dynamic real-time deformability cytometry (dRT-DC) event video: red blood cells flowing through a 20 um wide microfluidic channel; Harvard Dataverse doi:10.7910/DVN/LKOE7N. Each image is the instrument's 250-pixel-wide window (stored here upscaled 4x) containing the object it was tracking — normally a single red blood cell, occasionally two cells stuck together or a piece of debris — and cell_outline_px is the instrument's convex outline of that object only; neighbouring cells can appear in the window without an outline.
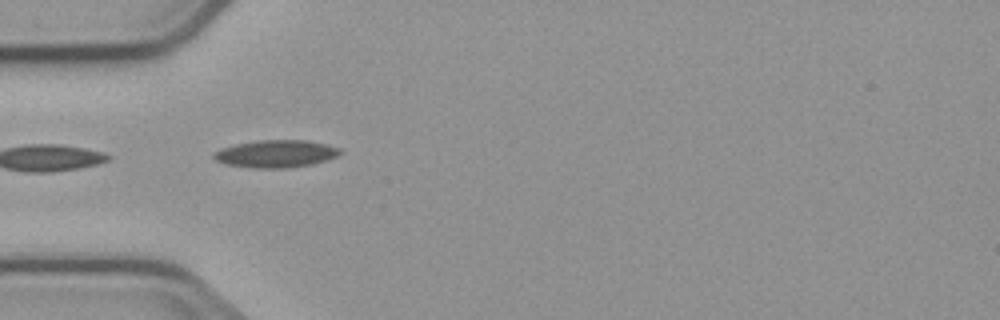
{"species": "common noctule bat (a hibernating species)", "species_latin": "Nyctalus noctula", "temperature_condition": "cold", "stored_images_in_passage": 5, "camera_frame_rate_fps": 3000, "um_per_image_px": 0.085, "animal": {"sex": "male", "body_mass_g": 23.1, "forearm_length_mm": 52.7}, "frame": {"image": 1, "passage_image": 1, "time_ms": 0.0, "image_size_px": [1000, 320], "cell_outline_px": [[340, 152], [336, 156], [328, 160], [312, 164], [288, 168], [256, 168], [228, 164], [216, 160], [212, 156], [220, 148], [236, 144], [260, 140], [304, 140], [324, 144], [340, 148]], "centroid_in_image_um": [23.46, 13.07], "position_along_channel_um": 61.5, "area_um2": 19.94}}